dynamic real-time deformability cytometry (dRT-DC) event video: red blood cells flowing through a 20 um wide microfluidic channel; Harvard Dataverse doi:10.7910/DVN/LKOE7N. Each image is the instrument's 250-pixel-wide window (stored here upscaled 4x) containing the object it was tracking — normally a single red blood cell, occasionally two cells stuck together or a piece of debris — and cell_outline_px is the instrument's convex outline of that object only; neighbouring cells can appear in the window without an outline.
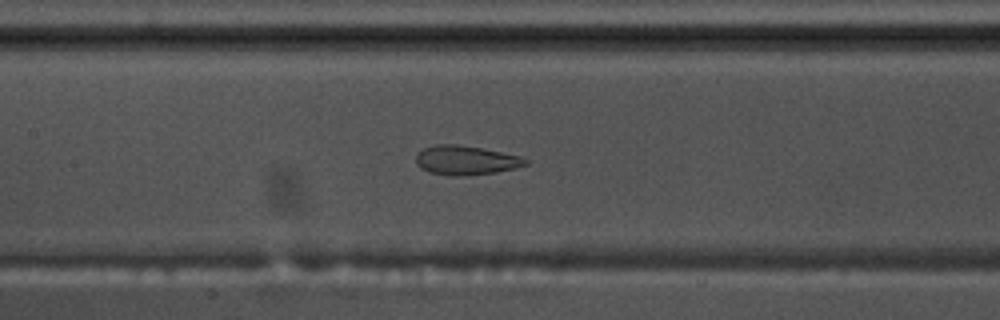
{"species": "common noctule bat (a hibernating species)", "species_latin": "Nyctalus noctula", "temperature_condition": "warm", "stored_images_in_passage": 39, "segment_of_instrument_passage": [1, 2], "camera_frame_rate_fps": 3000, "um_per_image_px": 0.085, "animal": {"sex": "male", "body_mass_g": 17.5, "forearm_length_mm": 52.3}, "frame": {"image": 1, "passage_image": 10, "time_ms": 3.0, "image_size_px": [1000, 320], "cell_outline_px": [[528, 164], [516, 168], [496, 172], [452, 176], [428, 172], [420, 168], [416, 164], [416, 156], [424, 148], [436, 144], [456, 144], [480, 148], [520, 156], [528, 160]], "centroid_in_image_um": [39.58, 13.62], "position_along_channel_um": 167.8, "area_um2": 18.44}}
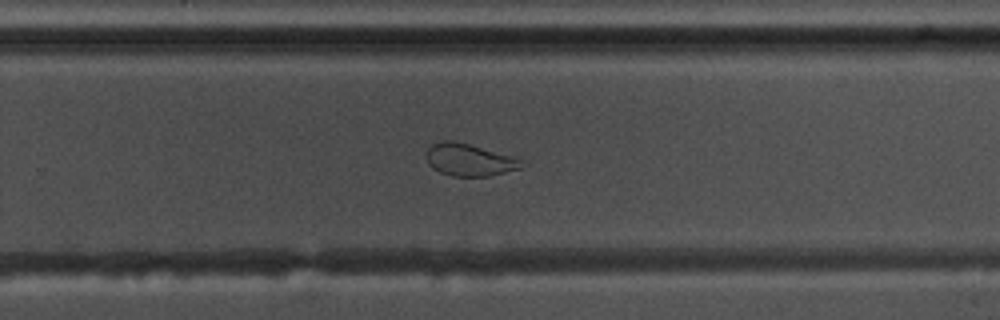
{"frame": {"image": 2, "passage_image": 20, "time_ms": 6.333, "image_size_px": [1000, 320], "cell_outline_px": [[528, 164], [520, 168], [488, 176], [452, 176], [440, 172], [432, 168], [428, 164], [428, 148], [432, 144], [440, 140], [452, 140], [520, 156]], "centroid_in_image_um": [39.99, 13.57], "position_along_channel_um": 289.8, "area_um2": 18.32}}
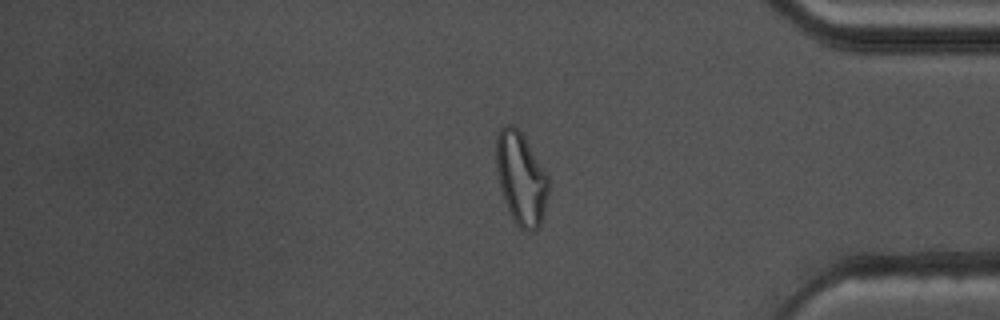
{"frame": {"image": 3, "passage_image": 30, "time_ms": 9.667, "image_size_px": [1000, 320], "cell_outline_px": [[548, 192], [544, 216], [540, 224], [532, 232], [524, 232], [516, 224], [508, 212], [500, 188], [496, 172], [496, 136], [500, 128], [508, 124], [516, 128], [524, 136], [548, 176]], "centroid_in_image_um": [44.27, 15.21], "position_along_channel_um": 390.9, "area_um2": 28.32}}